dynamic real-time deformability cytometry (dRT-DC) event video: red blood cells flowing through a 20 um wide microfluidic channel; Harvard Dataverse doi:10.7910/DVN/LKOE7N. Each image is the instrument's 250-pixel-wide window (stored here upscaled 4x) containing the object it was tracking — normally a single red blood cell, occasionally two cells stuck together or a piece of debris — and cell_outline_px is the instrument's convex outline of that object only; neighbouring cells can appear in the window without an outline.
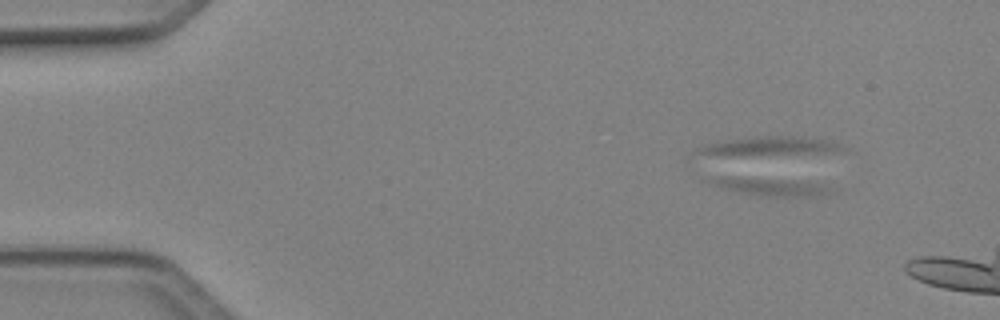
{"species": "Egyptian fruit bat (a non-hibernating species)", "species_latin": "Rousettus aegyptiacus", "temperature_condition": "cold", "stored_images_in_passage": 9, "camera_frame_rate_fps": 3000, "um_per_image_px": 0.085, "animal": {"sex": "female"}, "frame": {"image": 1, "passage_image": 1, "time_ms": 0.0, "image_size_px": [1000, 320], "cell_outline_px": [[840, 188], [836, 192], [824, 196], [768, 196], [740, 192], [700, 180], [712, 176], [728, 176], [800, 180]], "centroid_in_image_um": [65.6, 15.84], "position_along_channel_um": 19.4, "area_um2": 13.06}}